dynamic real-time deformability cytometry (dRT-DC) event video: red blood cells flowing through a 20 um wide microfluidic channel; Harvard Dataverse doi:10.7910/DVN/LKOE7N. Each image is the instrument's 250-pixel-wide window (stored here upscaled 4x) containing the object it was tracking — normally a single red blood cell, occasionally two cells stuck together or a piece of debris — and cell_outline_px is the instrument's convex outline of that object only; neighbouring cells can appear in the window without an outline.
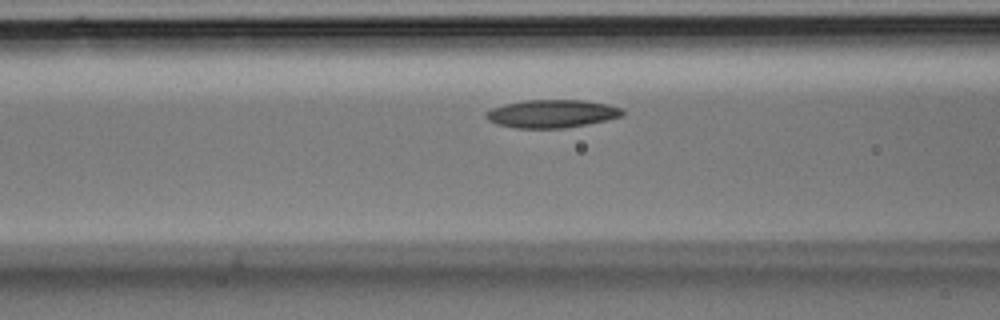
{"species": "Egyptian fruit bat (a non-hibernating species)", "species_latin": "Rousettus aegyptiacus", "temperature_condition": "room temperature", "stored_images_in_passage": 30, "camera_frame_rate_fps": 3000, "um_per_image_px": 0.085, "animal": {"sex": "male"}, "frame": {"image": 1, "passage_image": 8, "time_ms": 2.333, "image_size_px": [1000, 320], "cell_outline_px": [[624, 116], [564, 128], [516, 128], [496, 124], [488, 120], [484, 116], [484, 112], [492, 108], [504, 104], [524, 100], [584, 100], [608, 104], [624, 108]], "centroid_in_image_um": [46.89, 9.65], "position_along_channel_um": 119.7, "area_um2": 22.37}}
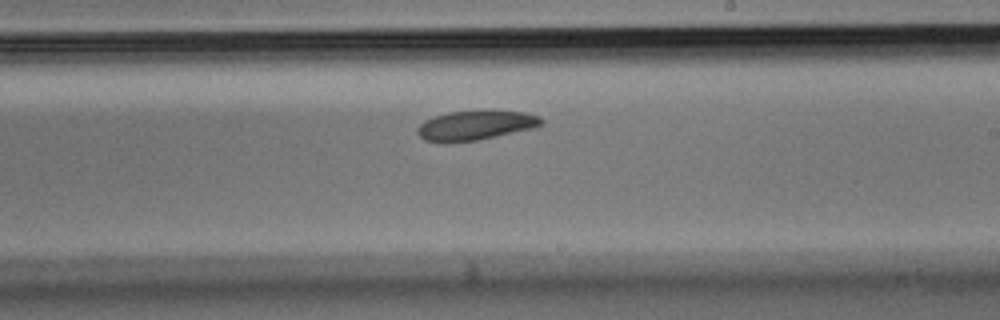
{"frame": {"image": 2, "passage_image": 15, "time_ms": 4.667, "image_size_px": [1000, 320], "cell_outline_px": [[544, 124], [532, 128], [496, 136], [476, 140], [444, 144], [440, 144], [424, 140], [416, 132], [416, 128], [424, 120], [448, 112], [484, 108], [524, 112], [540, 116], [544, 120]], "centroid_in_image_um": [40.4, 10.63], "position_along_channel_um": 248.6, "area_um2": 22.2}}
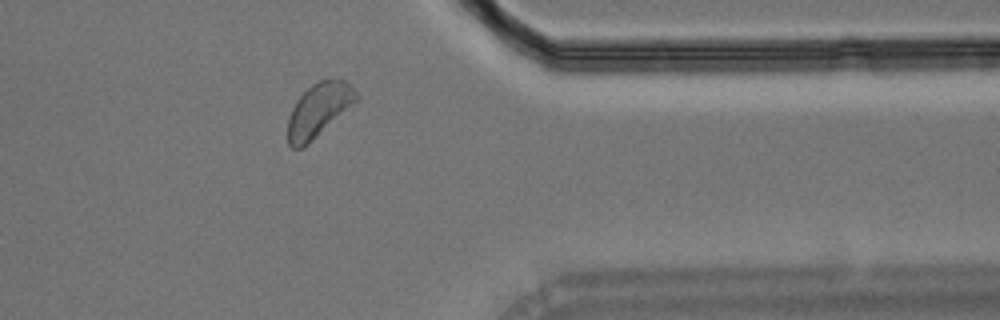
{"frame": {"image": 3, "passage_image": 23, "time_ms": 7.333, "image_size_px": [1000, 320], "cell_outline_px": [[360, 100], [308, 144], [300, 148], [292, 148], [288, 144], [288, 116], [296, 100], [312, 84], [320, 80], [340, 76], [360, 96]], "centroid_in_image_um": [27.12, 9.33], "position_along_channel_um": 384.3, "area_um2": 21.73}}